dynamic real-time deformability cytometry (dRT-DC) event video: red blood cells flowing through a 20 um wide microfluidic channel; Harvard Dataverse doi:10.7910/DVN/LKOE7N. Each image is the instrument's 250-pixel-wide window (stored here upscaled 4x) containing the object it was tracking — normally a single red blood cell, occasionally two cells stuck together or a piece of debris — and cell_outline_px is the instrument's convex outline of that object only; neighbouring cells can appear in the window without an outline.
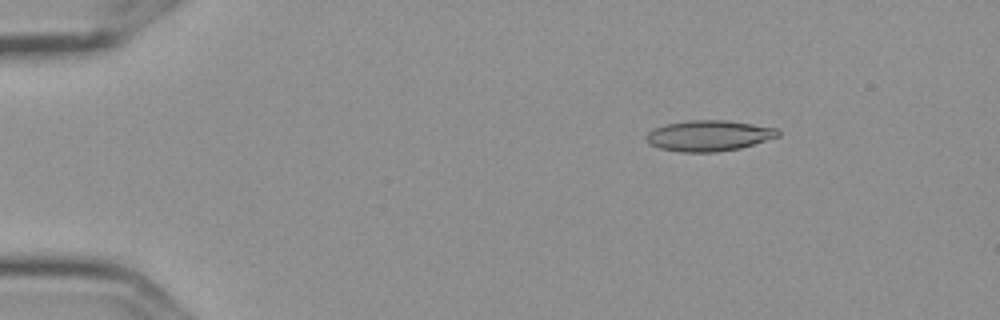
{"species": "Egyptian fruit bat (a non-hibernating species)", "species_latin": "Rousettus aegyptiacus", "temperature_condition": "cold", "stored_images_in_passage": 6, "camera_frame_rate_fps": 3000, "um_per_image_px": 0.085, "frame": {"image": 1, "passage_image": 3, "time_ms": 0.667, "image_size_px": [1000, 320], "cell_outline_px": [[780, 136], [740, 148], [716, 152], [680, 152], [660, 148], [648, 144], [644, 140], [644, 136], [652, 128], [668, 124], [692, 120], [724, 120], [752, 124], [776, 128], [780, 132]], "centroid_in_image_um": [60.2, 11.54], "position_along_channel_um": 24.8, "area_um2": 23.64}}